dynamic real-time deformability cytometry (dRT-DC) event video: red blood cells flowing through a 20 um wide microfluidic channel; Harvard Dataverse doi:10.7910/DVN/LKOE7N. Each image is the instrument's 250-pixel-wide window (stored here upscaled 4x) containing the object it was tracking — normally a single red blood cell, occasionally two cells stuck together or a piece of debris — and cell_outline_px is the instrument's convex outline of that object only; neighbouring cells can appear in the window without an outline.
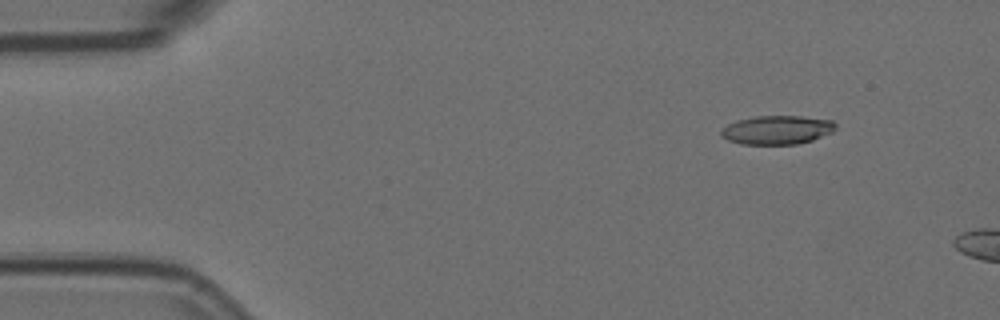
{"species": "Egyptian fruit bat (a non-hibernating species)", "species_latin": "Rousettus aegyptiacus", "temperature_condition": "room temperature", "stored_images_in_passage": 4, "camera_frame_rate_fps": 3000, "um_per_image_px": 0.085, "animal": {"sex": "female"}, "frame": {"image": 1, "passage_image": 2, "time_ms": 0.333, "image_size_px": [1000, 320], "cell_outline_px": [[836, 128], [832, 132], [812, 140], [796, 144], [740, 144], [728, 140], [720, 136], [720, 128], [736, 120], [756, 116], [800, 116], [832, 120], [836, 124]], "centroid_in_image_um": [66.01, 11.04], "position_along_channel_um": 19.0, "area_um2": 19.31}}